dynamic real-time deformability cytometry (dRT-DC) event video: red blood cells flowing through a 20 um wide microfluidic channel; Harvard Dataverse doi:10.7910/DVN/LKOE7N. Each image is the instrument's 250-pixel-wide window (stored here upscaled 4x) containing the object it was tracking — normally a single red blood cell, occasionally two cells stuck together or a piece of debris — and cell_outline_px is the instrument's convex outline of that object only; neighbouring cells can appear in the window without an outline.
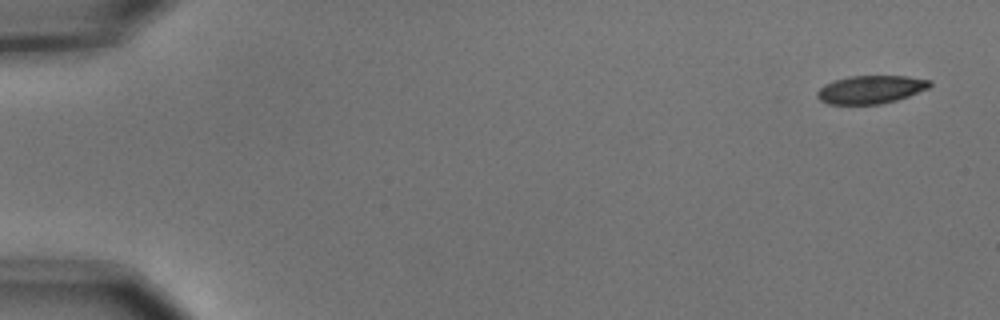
{"species": "common noctule bat (a hibernating species)", "species_latin": "Nyctalus noctula", "temperature_condition": "cold", "stored_images_in_passage": 55, "segment_of_instrument_passage": [1, 2], "camera_frame_rate_fps": 3000, "um_per_image_px": 0.085, "animal": {"sex": "male", "body_mass_g": 15.6}, "frame": {"image": 1, "passage_image": 1, "time_ms": 0.0, "image_size_px": [1000, 320], "cell_outline_px": [[932, 84], [928, 88], [908, 96], [896, 100], [880, 104], [828, 104], [820, 100], [816, 96], [816, 92], [824, 84], [836, 80], [852, 76], [908, 76], [932, 80]], "centroid_in_image_um": [74.02, 7.61], "position_along_channel_um": 11.0, "area_um2": 18.38}}
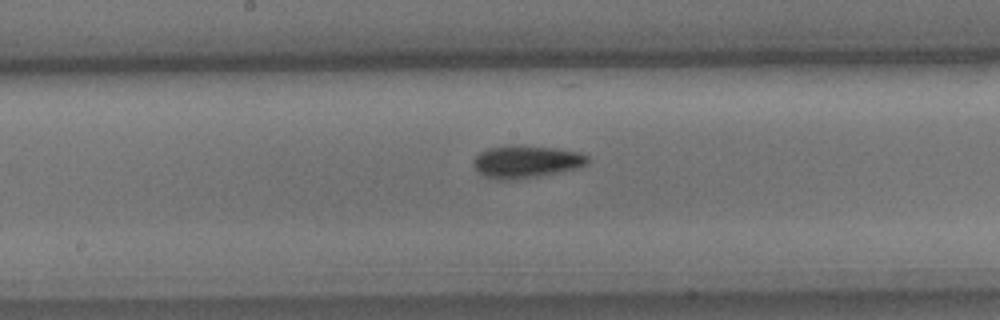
{"frame": {"image": 2, "passage_image": 28, "time_ms": 9.0, "image_size_px": [1000, 320], "cell_outline_px": [[588, 164], [576, 168], [516, 180], [496, 180], [484, 176], [472, 164], [472, 160], [480, 152], [488, 148], [504, 144], [512, 144], [556, 148], [580, 152], [588, 156]], "centroid_in_image_um": [44.68, 13.72], "position_along_channel_um": 203.5, "area_um2": 21.79}}
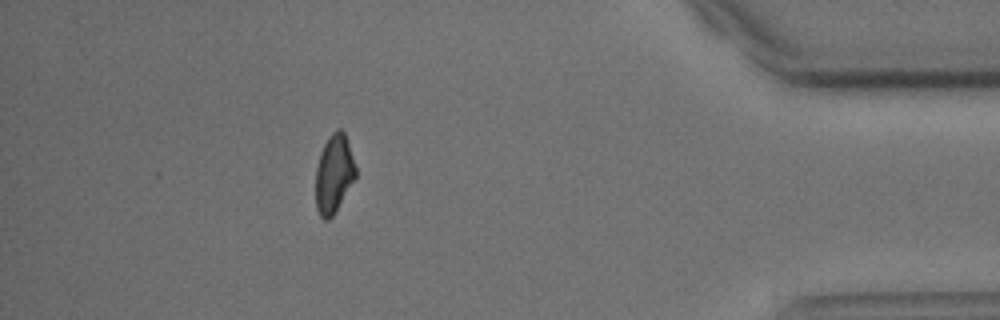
{"frame": {"image": 3, "passage_image": 48, "time_ms": 15.667, "image_size_px": [1000, 320], "cell_outline_px": [[356, 176], [332, 216], [328, 220], [324, 220], [320, 216], [316, 208], [316, 168], [320, 152], [328, 136], [336, 128], [340, 128], [344, 132], [356, 168]], "centroid_in_image_um": [28.36, 14.75], "position_along_channel_um": 406.8, "area_um2": 18.03}}